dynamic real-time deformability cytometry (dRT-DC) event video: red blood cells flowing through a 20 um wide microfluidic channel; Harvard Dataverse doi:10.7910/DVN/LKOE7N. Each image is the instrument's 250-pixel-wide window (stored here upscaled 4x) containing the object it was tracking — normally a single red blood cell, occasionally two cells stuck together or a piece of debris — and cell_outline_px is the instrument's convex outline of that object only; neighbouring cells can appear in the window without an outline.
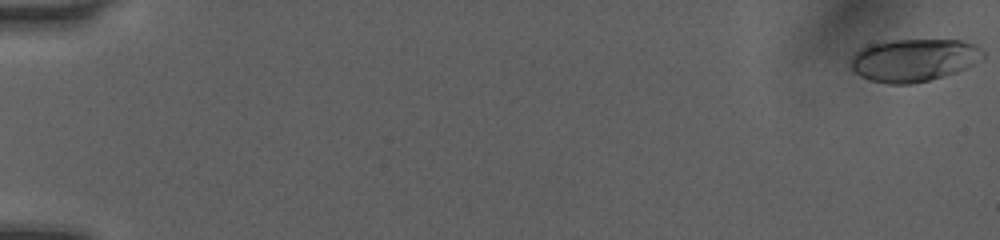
{"species": "human", "species_latin": "Homo sapiens", "temperature_condition": "room temperature", "stored_images_in_passage": 52, "camera_frame_rate_fps": 3000, "um_per_image_px": 0.085, "donor": {"sex": "female"}, "frame": {"image": 1, "passage_image": 1, "time_ms": 0.0, "image_size_px": [1000, 240], "cell_outline_px": [[984, 56], [972, 64], [956, 72], [944, 76], [912, 84], [888, 84], [872, 80], [860, 76], [848, 64], [848, 60], [860, 48], [868, 44], [880, 40], [960, 40], [976, 44], [984, 48]], "centroid_in_image_um": [77.64, 5.09], "position_along_channel_um": 7.4, "area_um2": 33.23}}
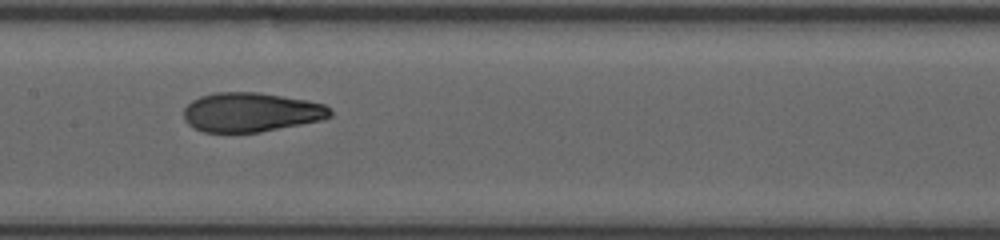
{"frame": {"image": 2, "passage_image": 28, "time_ms": 9.0, "image_size_px": [1000, 240], "cell_outline_px": [[332, 116], [320, 120], [260, 132], [204, 132], [192, 128], [184, 120], [184, 108], [192, 100], [200, 96], [216, 92], [256, 92], [304, 100], [324, 104], [332, 112]], "centroid_in_image_um": [21.28, 9.54], "position_along_channel_um": 186.1, "area_um2": 33.29}}
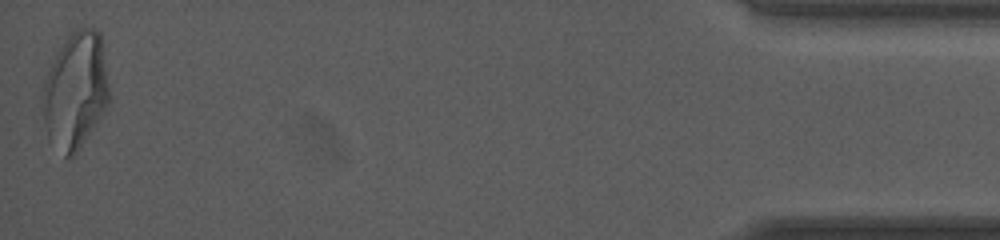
{"frame": {"image": 3, "passage_image": 52, "time_ms": 17.0, "image_size_px": [1000, 240], "cell_outline_px": [[108, 104], [100, 120], [76, 152], [72, 156], [64, 156], [48, 140], [40, 104], [40, 96], [44, 80], [56, 52], [72, 32], [80, 28], [96, 28], [100, 32], [108, 88]], "centroid_in_image_um": [6.37, 7.73], "position_along_channel_um": 428.8, "area_um2": 45.26}, "authors_computed_cell_mechanics": {"area_um2": 33.7552, "velocity_mm_per_s": 4.0635, "shape_relaxation_time_tau1_ms": 4.9292, "shape_relaxation_time_tau2_ms": 1.0834, "deformation_change_tau1": 0.2094, "deformation_change_tau2": 0.0758}}